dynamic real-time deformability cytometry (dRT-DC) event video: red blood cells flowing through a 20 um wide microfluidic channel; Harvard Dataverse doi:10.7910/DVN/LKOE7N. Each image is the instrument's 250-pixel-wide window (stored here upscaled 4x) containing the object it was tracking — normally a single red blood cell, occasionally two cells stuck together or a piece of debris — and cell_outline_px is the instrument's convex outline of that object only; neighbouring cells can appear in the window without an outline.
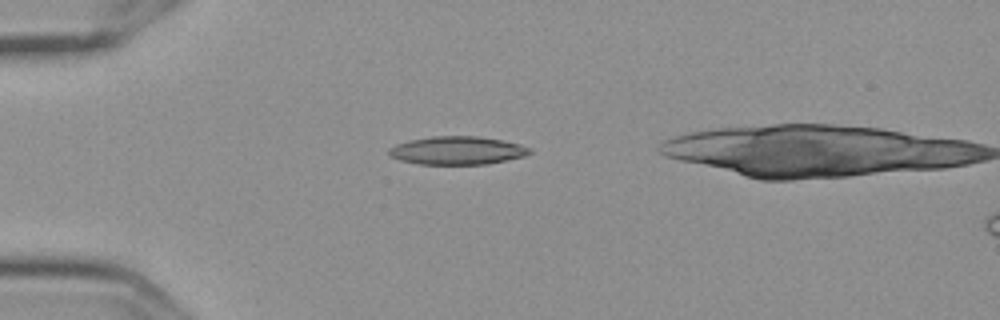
{"species": "Egyptian fruit bat (a non-hibernating species)", "species_latin": "Rousettus aegyptiacus", "temperature_condition": "cold", "stored_images_in_passage": 6, "camera_frame_rate_fps": 3000, "um_per_image_px": 0.085, "frame": {"image": 1, "passage_image": 1, "time_ms": 0.0, "image_size_px": [1000, 320], "cell_outline_px": [[532, 152], [524, 156], [488, 164], [420, 164], [400, 160], [388, 156], [388, 148], [396, 144], [408, 140], [432, 136], [480, 136], [504, 140], [520, 144], [532, 148]], "centroid_in_image_um": [38.86, 12.78], "position_along_channel_um": 46.1, "area_um2": 23.35}}
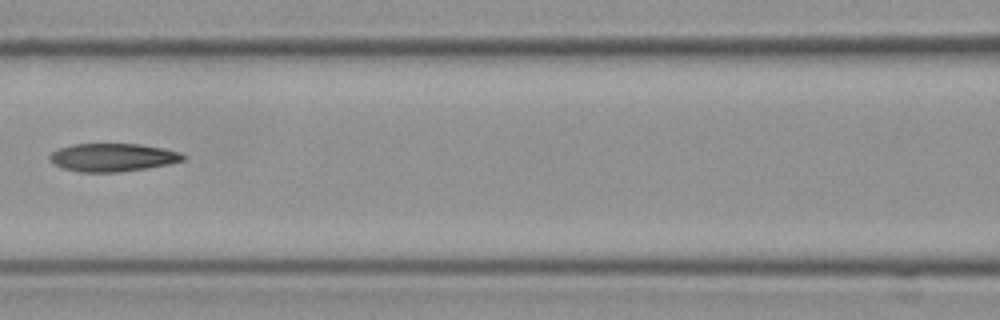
{"frame": {"image": 2, "passage_image": 4, "time_ms": 1.0, "image_size_px": [1000, 320], "cell_outline_px": [[184, 160], [168, 164], [148, 168], [120, 172], [80, 172], [64, 168], [56, 164], [48, 156], [52, 152], [60, 148], [72, 144], [140, 144], [164, 148], [180, 152], [184, 156]], "centroid_in_image_um": [9.61, 13.38], "position_along_channel_um": 157.0, "area_um2": 21.68}}
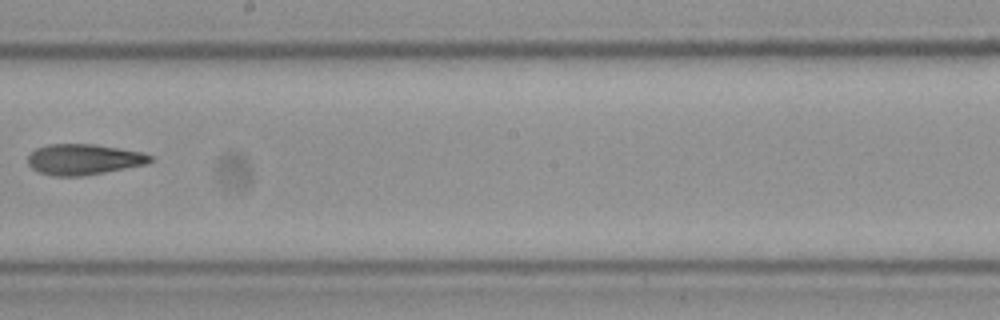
{"frame": {"image": 3, "passage_image": 6, "time_ms": 1.667, "image_size_px": [1000, 320], "cell_outline_px": [[152, 160], [148, 164], [84, 176], [52, 176], [40, 172], [32, 168], [28, 164], [28, 156], [36, 148], [48, 144], [92, 144], [120, 148], [144, 152], [152, 156]], "centroid_in_image_um": [7.14, 13.55], "position_along_channel_um": 241.1, "area_um2": 22.02}}